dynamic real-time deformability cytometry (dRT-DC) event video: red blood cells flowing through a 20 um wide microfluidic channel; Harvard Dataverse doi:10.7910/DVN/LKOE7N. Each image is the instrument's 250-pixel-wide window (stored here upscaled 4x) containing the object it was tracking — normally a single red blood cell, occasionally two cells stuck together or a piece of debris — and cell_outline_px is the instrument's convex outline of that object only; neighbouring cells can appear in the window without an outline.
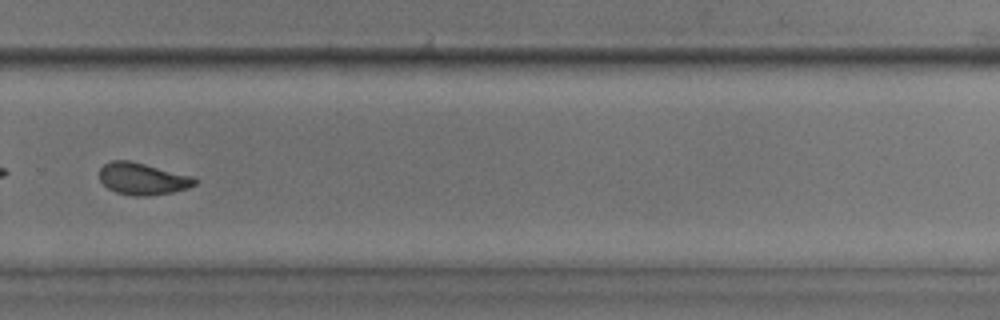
{"species": "common noctule bat (a hibernating species)", "species_latin": "Nyctalus noctula", "temperature_condition": "room temperature", "stored_images_in_passage": 35, "camera_frame_rate_fps": 3000, "um_per_image_px": 0.085, "animal": {"sex": "male", "body_mass_g": 17.9, "forearm_length_mm": 54.2}, "frame": {"image": 1, "passage_image": 20, "time_ms": 6.333, "image_size_px": [1000, 320], "cell_outline_px": [[196, 184], [188, 188], [172, 192], [148, 196], [136, 196], [116, 192], [108, 188], [100, 180], [100, 168], [104, 164], [112, 160], [128, 160], [192, 176], [196, 180]], "centroid_in_image_um": [12.1, 15.2], "position_along_channel_um": 317.7, "area_um2": 17.51}}
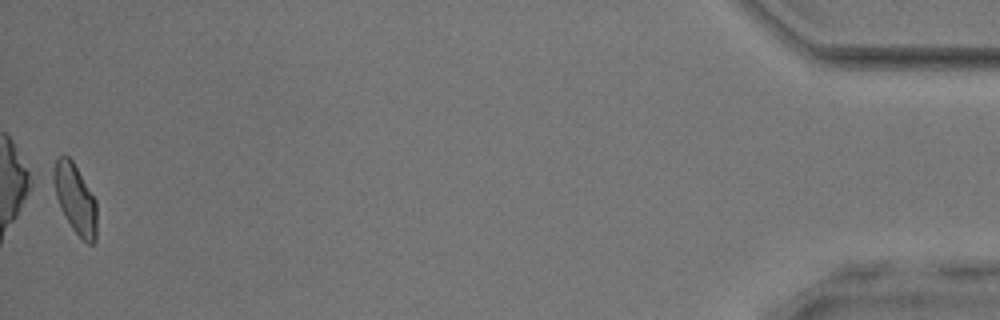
{"frame": {"image": 2, "passage_image": 35, "time_ms": 11.333, "image_size_px": [1000, 320], "cell_outline_px": [[96, 240], [92, 244], [88, 244], [72, 228], [48, 180], [56, 160], [60, 156], [68, 156], [72, 160], [96, 200]], "centroid_in_image_um": [6.35, 16.84], "position_along_channel_um": 428.8, "area_um2": 17.51}, "authors_computed_cell_mechanics": {"area_um2": 17.6868, "velocity_mm_per_s": 4.0404, "shape_relaxation_time_tau1_ms": null, "shape_relaxation_time_tau2_ms": 1.3967, "deformation_change_tau1": null, "deformation_change_tau2": 0.0666}}